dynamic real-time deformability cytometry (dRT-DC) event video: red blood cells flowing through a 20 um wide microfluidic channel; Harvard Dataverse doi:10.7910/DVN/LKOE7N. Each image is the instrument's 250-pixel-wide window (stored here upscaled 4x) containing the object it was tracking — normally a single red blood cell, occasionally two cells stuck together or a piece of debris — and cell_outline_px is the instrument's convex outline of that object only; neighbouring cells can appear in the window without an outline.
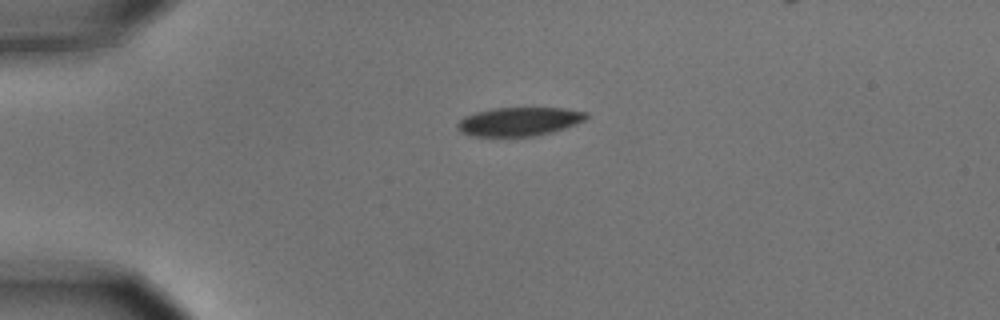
{"species": "common noctule bat (a hibernating species)", "species_latin": "Nyctalus noctula", "temperature_condition": "cold", "stored_images_in_passage": 3, "camera_frame_rate_fps": 3000, "um_per_image_px": 0.085, "animal": {"sex": "male", "body_mass_g": 15.6}, "frame": {"image": 1, "passage_image": 1, "time_ms": 0.0, "image_size_px": [1000, 320], "cell_outline_px": [[588, 116], [584, 120], [576, 124], [552, 132], [532, 136], [472, 136], [460, 132], [456, 128], [456, 124], [464, 116], [476, 112], [492, 108], [564, 108], [588, 112]], "centroid_in_image_um": [44.11, 10.33], "position_along_channel_um": 40.9, "area_um2": 21.56}}
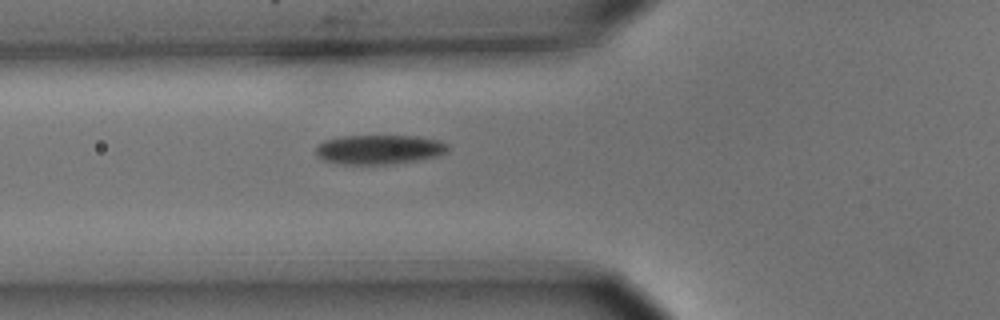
{"frame": {"image": 2, "passage_image": 3, "time_ms": 0.667, "image_size_px": [1000, 320], "cell_outline_px": [[448, 152], [440, 156], [392, 164], [340, 164], [324, 160], [316, 156], [316, 148], [324, 140], [340, 136], [416, 136], [440, 140], [448, 144]], "centroid_in_image_um": [32.25, 12.71], "position_along_channel_um": 93.5, "area_um2": 22.77}}